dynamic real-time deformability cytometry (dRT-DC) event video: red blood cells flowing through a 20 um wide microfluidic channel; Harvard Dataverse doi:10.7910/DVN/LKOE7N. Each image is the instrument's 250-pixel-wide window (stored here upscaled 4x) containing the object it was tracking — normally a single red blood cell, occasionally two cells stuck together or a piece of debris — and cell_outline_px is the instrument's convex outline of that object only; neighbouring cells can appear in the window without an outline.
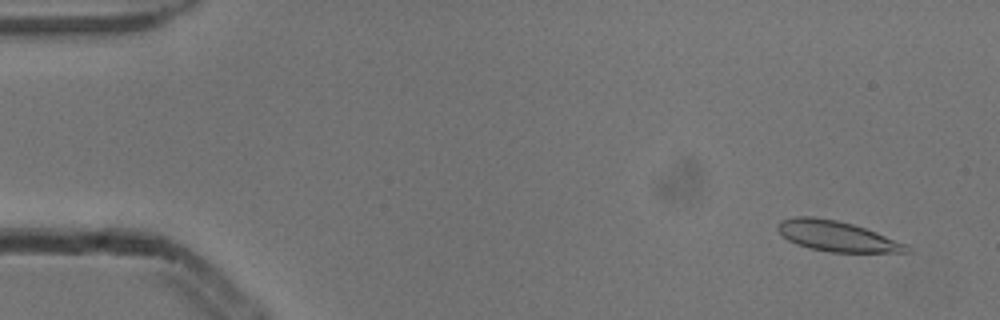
{"species": "common noctule bat (a hibernating species)", "species_latin": "Nyctalus noctula", "temperature_condition": "cold", "stored_images_in_passage": 6, "camera_frame_rate_fps": 3000, "um_per_image_px": 0.085, "animal": {"sex": "male", "body_mass_g": 13.3}, "frame": {"image": 1, "passage_image": 2, "time_ms": 0.333, "image_size_px": [1000, 320], "cell_outline_px": [[912, 252], [832, 252], [808, 248], [796, 244], [788, 240], [776, 228], [776, 224], [780, 220], [796, 216], [816, 216], [836, 220], [852, 224], [876, 232], [908, 244], [912, 248]], "centroid_in_image_um": [71.13, 20.07], "position_along_channel_um": 13.9, "area_um2": 22.95}}
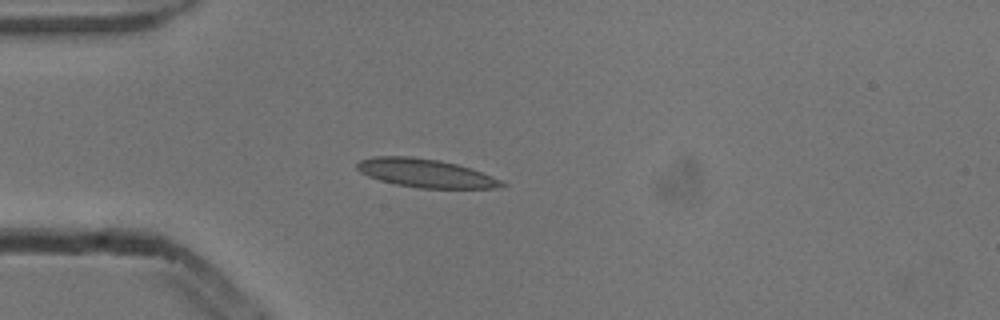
{"frame": {"image": 2, "passage_image": 5, "time_ms": 1.333, "image_size_px": [1000, 320], "cell_outline_px": [[508, 184], [500, 188], [420, 188], [396, 184], [380, 180], [368, 176], [360, 172], [356, 168], [356, 164], [360, 160], [372, 156], [412, 156], [440, 160], [456, 164], [492, 176]], "centroid_in_image_um": [36.14, 14.71], "position_along_channel_um": 48.9, "area_um2": 23.93}}